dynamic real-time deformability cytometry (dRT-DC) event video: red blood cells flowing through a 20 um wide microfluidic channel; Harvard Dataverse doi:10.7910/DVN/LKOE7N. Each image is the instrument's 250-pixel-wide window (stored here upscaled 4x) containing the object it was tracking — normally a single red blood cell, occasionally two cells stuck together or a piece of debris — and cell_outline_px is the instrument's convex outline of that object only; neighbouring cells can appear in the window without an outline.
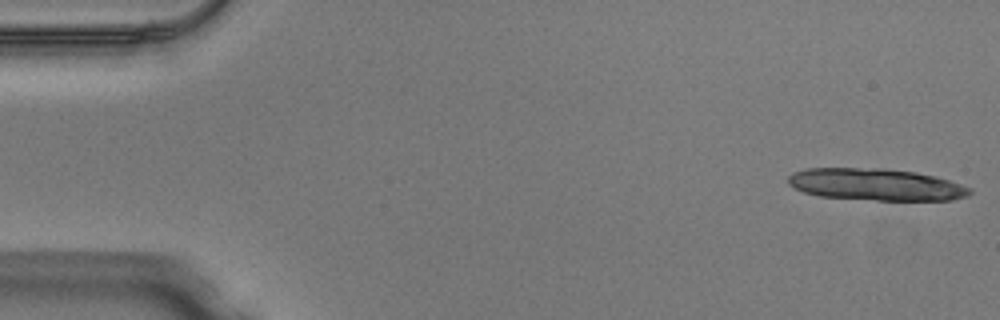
{"species": "Egyptian fruit bat (a non-hibernating species)", "species_latin": "Rousettus aegyptiacus", "temperature_condition": "warm", "stored_images_in_passage": 13, "camera_frame_rate_fps": 3000, "um_per_image_px": 0.085, "animal": {"sex": "male"}, "frame": {"image": 1, "passage_image": 1, "time_ms": 0.0, "image_size_px": [1000, 320], "cell_outline_px": [[972, 192], [968, 196], [952, 200], [876, 200], [820, 196], [804, 192], [788, 184], [788, 176], [792, 172], [804, 168], [884, 168], [916, 172], [936, 176], [972, 188]], "centroid_in_image_um": [74.46, 15.67], "position_along_channel_um": 10.5, "area_um2": 33.93}}